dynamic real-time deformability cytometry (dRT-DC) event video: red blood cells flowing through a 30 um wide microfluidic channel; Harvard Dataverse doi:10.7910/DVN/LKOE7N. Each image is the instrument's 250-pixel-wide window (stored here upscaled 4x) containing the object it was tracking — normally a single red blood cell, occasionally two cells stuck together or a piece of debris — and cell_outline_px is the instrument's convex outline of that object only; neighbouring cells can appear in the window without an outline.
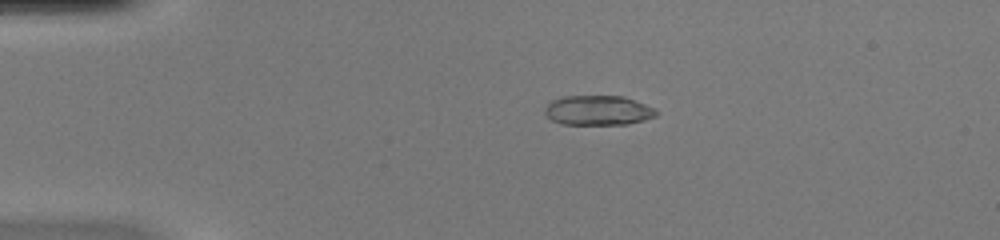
{"species": "common noctule bat (a hibernating species)", "species_latin": "Nyctalus noctula", "temperature_condition": "warm", "stored_images_in_passage": 52, "camera_frame_rate_fps": 3000, "um_per_image_px": 0.085, "animal": {"sex": "female", "body_mass_g": 20.0, "forearm_length_mm": 54.0}, "frame": {"image": 1, "passage_image": 12, "time_ms": 3.667, "image_size_px": [1000, 240], "cell_outline_px": [[660, 112], [656, 116], [644, 120], [628, 124], [560, 124], [552, 120], [544, 112], [544, 108], [552, 100], [564, 96], [624, 96], [644, 104]], "centroid_in_image_um": [50.83, 9.38], "position_along_channel_um": 34.2, "area_um2": 19.25}}
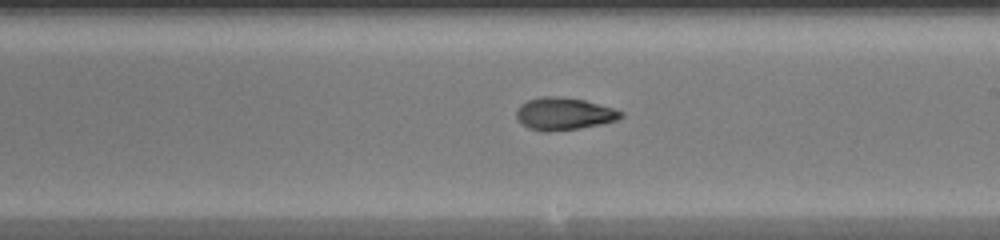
{"frame": {"image": 2, "passage_image": 31, "time_ms": 10.0, "image_size_px": [1000, 240], "cell_outline_px": [[624, 116], [616, 120], [600, 124], [580, 128], [548, 132], [540, 132], [528, 128], [520, 124], [516, 120], [516, 112], [520, 104], [528, 100], [540, 96], [552, 96], [584, 100], [612, 108], [624, 112]], "centroid_in_image_um": [47.88, 9.69], "position_along_channel_um": 241.1, "area_um2": 19.83}}
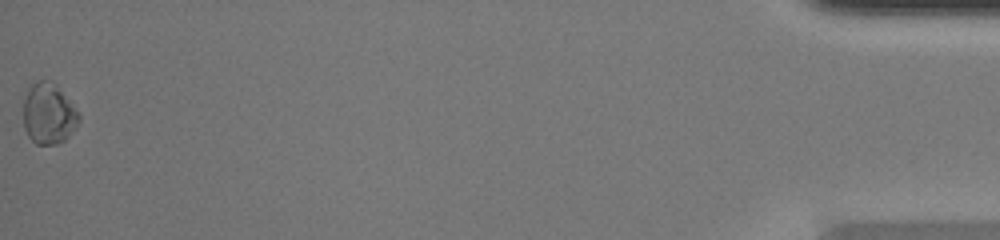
{"frame": {"image": 3, "passage_image": 52, "time_ms": 17.0, "image_size_px": [1000, 240], "cell_outline_px": [[80, 120], [76, 128], [64, 140], [56, 144], [36, 144], [28, 136], [24, 128], [24, 96], [28, 88], [36, 80], [52, 80], [80, 116]], "centroid_in_image_um": [4.1, 9.67], "position_along_channel_um": 431.1, "area_um2": 19.54}, "authors_computed_cell_mechanics": {"area_um2": 19.3052, "velocity_mm_per_s": 4.0859, "shape_relaxation_time_tau1_ms": 11.0954, "shape_relaxation_time_tau2_ms": 1.6829, "deformation_change_tau1": 0.344, "deformation_change_tau2": 0.0618}}